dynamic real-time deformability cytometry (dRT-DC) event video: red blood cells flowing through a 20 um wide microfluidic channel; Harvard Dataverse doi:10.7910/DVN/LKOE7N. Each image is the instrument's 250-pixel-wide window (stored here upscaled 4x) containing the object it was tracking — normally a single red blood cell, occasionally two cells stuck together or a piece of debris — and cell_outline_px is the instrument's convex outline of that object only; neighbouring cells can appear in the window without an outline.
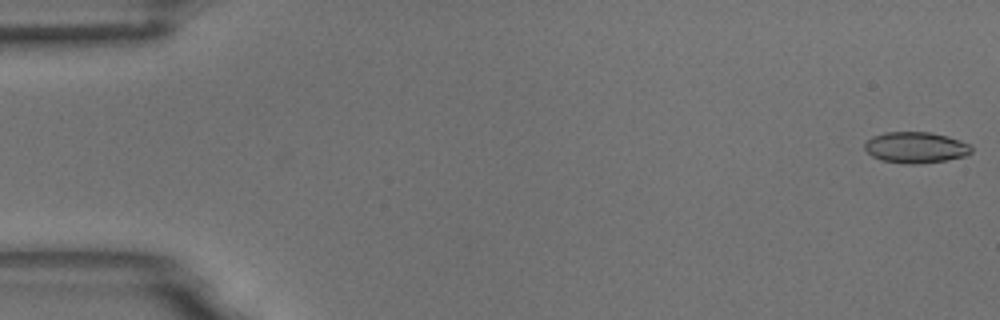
{"species": "common noctule bat (a hibernating species)", "species_latin": "Nyctalus noctula", "temperature_condition": "room temperature", "stored_images_in_passage": 5, "camera_frame_rate_fps": 3000, "um_per_image_px": 0.085, "animal": {"sex": "male", "body_mass_g": 18.8}, "frame": {"image": 1, "passage_image": 1, "time_ms": 0.0, "image_size_px": [1000, 320], "cell_outline_px": [[972, 152], [964, 156], [944, 160], [920, 164], [904, 164], [880, 160], [872, 156], [864, 148], [864, 144], [872, 136], [884, 132], [928, 132], [948, 136], [960, 140], [968, 144], [972, 148]], "centroid_in_image_um": [77.81, 12.54], "position_along_channel_um": 7.2, "area_um2": 19.36}}
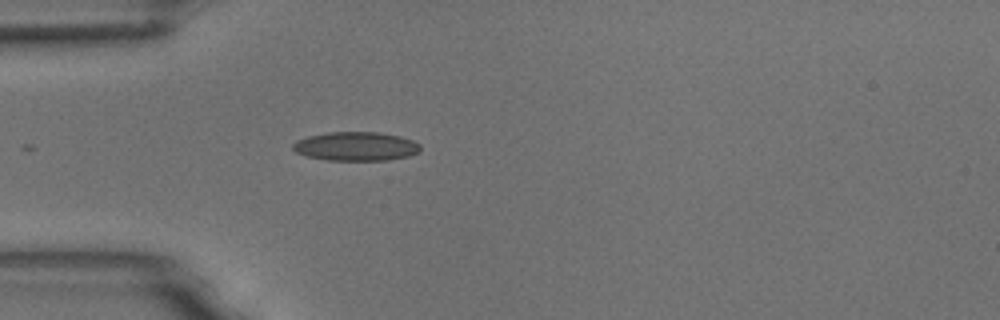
{"frame": {"image": 2, "passage_image": 5, "time_ms": 1.333, "image_size_px": [1000, 320], "cell_outline_px": [[420, 152], [408, 156], [388, 160], [328, 160], [308, 156], [296, 152], [292, 148], [292, 144], [296, 140], [308, 136], [328, 132], [380, 132], [400, 136], [412, 140], [420, 144]], "centroid_in_image_um": [30.26, 12.43], "position_along_channel_um": 54.7, "area_um2": 21.5}}